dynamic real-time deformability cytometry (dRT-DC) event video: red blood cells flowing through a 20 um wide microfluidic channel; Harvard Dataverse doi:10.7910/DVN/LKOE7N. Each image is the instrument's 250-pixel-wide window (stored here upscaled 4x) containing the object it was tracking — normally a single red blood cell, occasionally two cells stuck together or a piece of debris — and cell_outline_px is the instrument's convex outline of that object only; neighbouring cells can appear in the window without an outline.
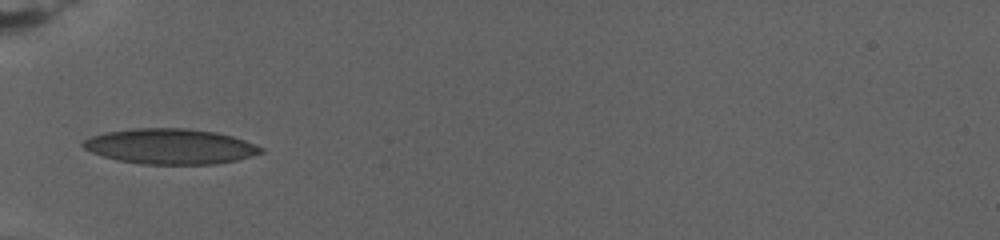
{"species": "human", "species_latin": "Homo sapiens", "temperature_condition": "warm", "stored_images_in_passage": 9, "camera_frame_rate_fps": 3000, "um_per_image_px": 0.085, "donor": {"sex": "female"}, "frame": {"image": 1, "passage_image": 1, "time_ms": 0.0, "image_size_px": [1000, 240], "cell_outline_px": [[264, 152], [236, 160], [216, 164], [140, 164], [116, 160], [92, 152], [84, 148], [80, 144], [84, 140], [92, 136], [104, 132], [132, 128], [188, 128], [216, 132], [232, 136], [256, 144], [264, 148]], "centroid_in_image_um": [14.47, 12.44], "position_along_channel_um": 70.5, "area_um2": 36.76}}
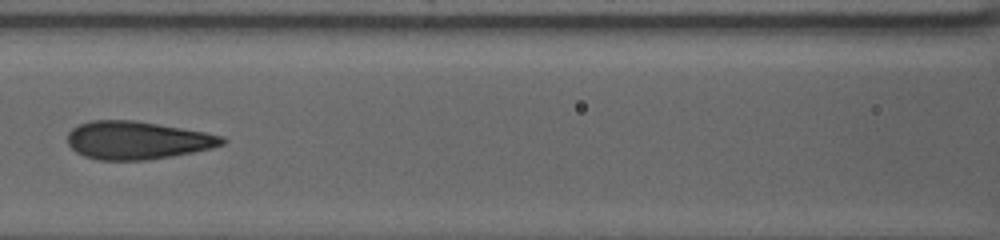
{"frame": {"image": 2, "passage_image": 5, "time_ms": 3.333, "image_size_px": [1000, 240], "cell_outline_px": [[228, 140], [224, 144], [212, 148], [172, 156], [148, 160], [96, 160], [84, 156], [76, 152], [68, 144], [68, 132], [72, 128], [88, 120], [136, 120], [204, 132], [224, 136]], "centroid_in_image_um": [11.66, 11.92], "position_along_channel_um": 154.9, "area_um2": 34.39}}
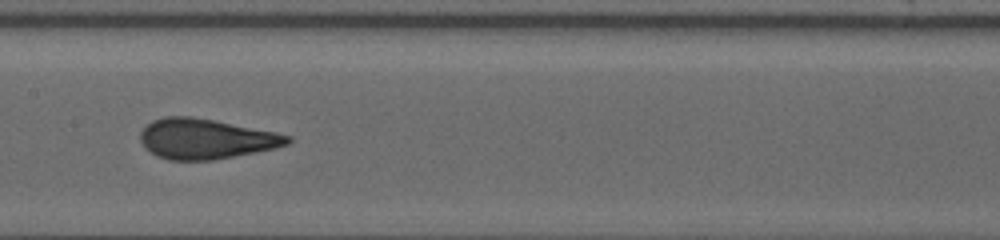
{"frame": {"image": 3, "passage_image": 7, "time_ms": 4.667, "image_size_px": [1000, 240], "cell_outline_px": [[292, 140], [288, 144], [276, 148], [212, 160], [168, 160], [156, 156], [144, 148], [140, 140], [140, 132], [152, 120], [164, 116], [192, 116], [276, 132], [292, 136]], "centroid_in_image_um": [17.47, 11.8], "position_along_channel_um": 189.9, "area_um2": 34.51}}